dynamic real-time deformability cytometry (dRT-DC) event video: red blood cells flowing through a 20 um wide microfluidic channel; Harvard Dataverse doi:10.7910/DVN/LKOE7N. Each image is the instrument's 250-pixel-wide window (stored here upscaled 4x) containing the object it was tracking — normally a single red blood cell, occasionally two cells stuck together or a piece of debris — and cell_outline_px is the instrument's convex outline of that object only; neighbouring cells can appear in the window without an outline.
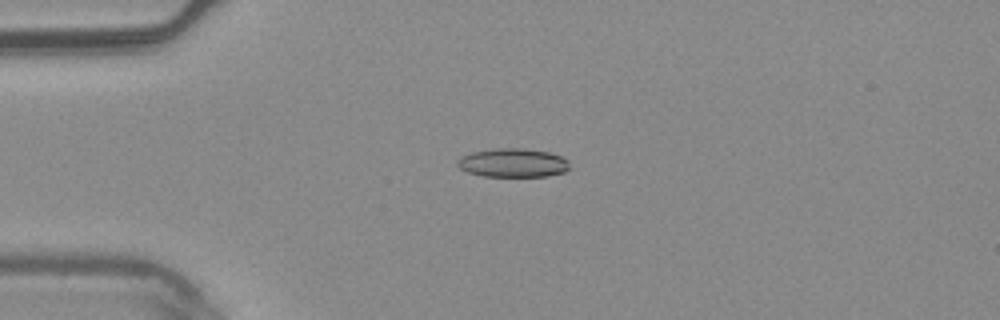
{"species": "common noctule bat (a hibernating species)", "species_latin": "Nyctalus noctula", "temperature_condition": "warm", "stored_images_in_passage": 8, "camera_frame_rate_fps": 3000, "um_per_image_px": 0.085, "animal": {"sex": "male", "body_mass_g": 20.4}, "frame": {"image": 1, "passage_image": 2, "time_ms": 0.333, "image_size_px": [1000, 320], "cell_outline_px": [[568, 168], [564, 172], [548, 176], [484, 176], [468, 172], [460, 168], [456, 164], [456, 160], [460, 156], [472, 152], [496, 148], [524, 148], [548, 152], [560, 156], [568, 160]], "centroid_in_image_um": [43.57, 13.83], "position_along_channel_um": 41.4, "area_um2": 18.79}}
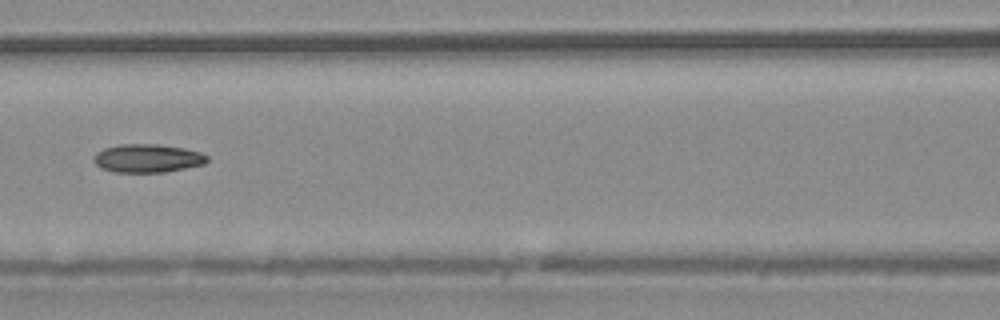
{"frame": {"image": 2, "passage_image": 5, "time_ms": 1.333, "image_size_px": [1000, 320], "cell_outline_px": [[208, 160], [204, 164], [164, 172], [116, 172], [100, 168], [92, 160], [96, 152], [104, 148], [120, 144], [156, 144], [184, 148], [200, 152], [208, 156]], "centroid_in_image_um": [12.51, 13.45], "position_along_channel_um": 154.1, "area_um2": 18.73}}
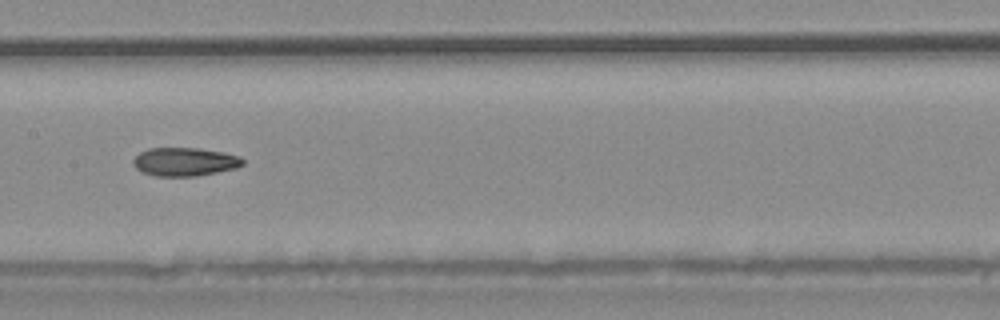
{"frame": {"image": 3, "passage_image": 6, "time_ms": 1.667, "image_size_px": [1000, 320], "cell_outline_px": [[244, 164], [236, 168], [196, 176], [156, 176], [140, 172], [132, 164], [132, 160], [140, 152], [148, 148], [200, 148], [224, 152], [240, 156], [244, 160]], "centroid_in_image_um": [15.69, 13.75], "position_along_channel_um": 191.7, "area_um2": 18.32}}